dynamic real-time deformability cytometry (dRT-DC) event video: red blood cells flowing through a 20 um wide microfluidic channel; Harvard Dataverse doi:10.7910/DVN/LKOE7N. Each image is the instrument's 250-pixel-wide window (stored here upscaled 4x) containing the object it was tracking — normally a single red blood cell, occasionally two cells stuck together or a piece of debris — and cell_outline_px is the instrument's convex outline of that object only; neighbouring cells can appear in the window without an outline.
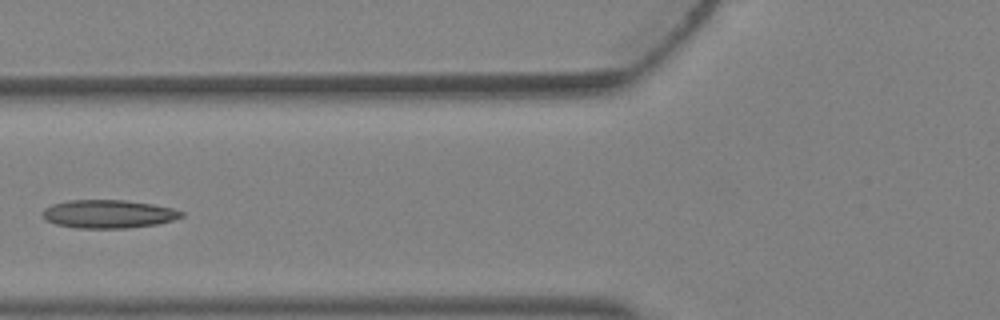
{"species": "Egyptian fruit bat (a non-hibernating species)", "species_latin": "Rousettus aegyptiacus", "temperature_condition": "warm", "stored_images_in_passage": 5, "camera_frame_rate_fps": 3000, "um_per_image_px": 0.085, "animal": {"sex": "female"}, "frame": {"image": 1, "passage_image": 5, "time_ms": 1.333, "image_size_px": [1000, 320], "cell_outline_px": [[184, 216], [172, 220], [156, 224], [128, 228], [76, 228], [56, 224], [44, 220], [44, 208], [52, 204], [68, 200], [124, 200], [152, 204], [172, 208], [184, 212]], "centroid_in_image_um": [9.21, 18.19], "position_along_channel_um": 116.6, "area_um2": 22.83}}